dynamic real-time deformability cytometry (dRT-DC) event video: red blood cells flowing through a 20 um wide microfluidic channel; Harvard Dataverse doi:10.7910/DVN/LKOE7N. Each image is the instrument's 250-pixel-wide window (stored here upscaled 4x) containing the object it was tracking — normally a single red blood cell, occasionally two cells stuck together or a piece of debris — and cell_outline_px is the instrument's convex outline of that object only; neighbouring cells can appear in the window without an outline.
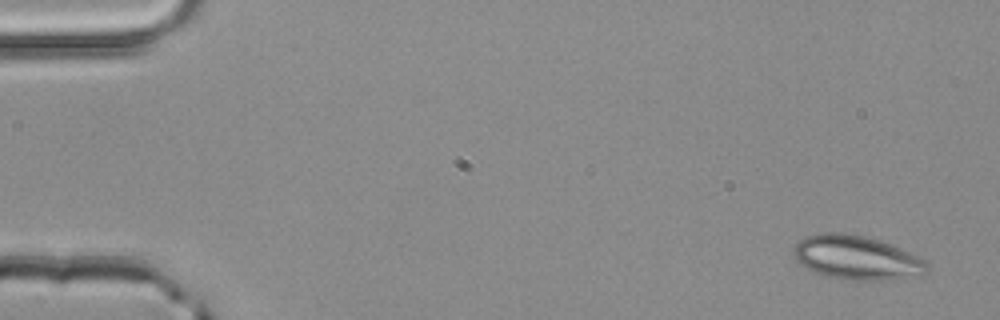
{"species": "common noctule bat (a hibernating species)", "species_latin": "Nyctalus noctula", "temperature_condition": "room temperature", "stored_images_in_passage": 3, "camera_frame_rate_fps": 3000, "um_per_image_px": 0.085, "animal": {"sex": "male", "body_mass_g": 20.4}, "frame": {"image": 1, "passage_image": 3, "time_ms": 0.667, "image_size_px": [1000, 320], "cell_outline_px": [[928, 272], [924, 276], [884, 280], [840, 280], [816, 272], [800, 264], [796, 260], [792, 252], [796, 244], [804, 236], [820, 232], [840, 232], [864, 236], [888, 244], [908, 252], [924, 260], [928, 264]], "centroid_in_image_um": [72.8, 21.91], "position_along_channel_um": 12.2, "area_um2": 34.28}}